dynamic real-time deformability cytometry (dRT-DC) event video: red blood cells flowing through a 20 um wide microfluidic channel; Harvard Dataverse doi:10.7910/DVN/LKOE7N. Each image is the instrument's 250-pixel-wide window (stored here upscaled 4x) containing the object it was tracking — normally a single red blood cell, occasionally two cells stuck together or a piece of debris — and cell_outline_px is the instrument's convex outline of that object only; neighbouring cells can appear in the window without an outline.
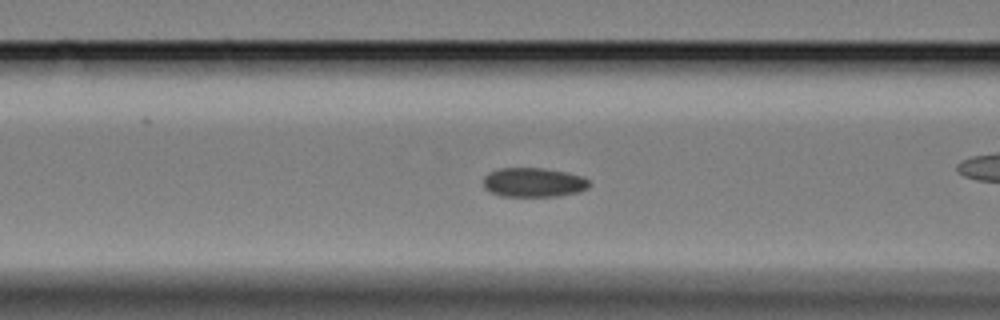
{"species": "Egyptian fruit bat (a non-hibernating species)", "species_latin": "Rousettus aegyptiacus", "temperature_condition": "cold", "stored_images_in_passage": 60, "camera_frame_rate_fps": 3000, "um_per_image_px": 0.085, "animal": {"sex": "female"}, "frame": {"image": 1, "passage_image": 23, "time_ms": 7.333, "image_size_px": [1000, 320], "cell_outline_px": [[588, 188], [580, 192], [560, 196], [500, 196], [484, 188], [484, 176], [488, 172], [500, 168], [540, 168], [568, 172], [584, 176], [588, 180]], "centroid_in_image_um": [45.37, 15.5], "position_along_channel_um": 121.2, "area_um2": 18.21}}
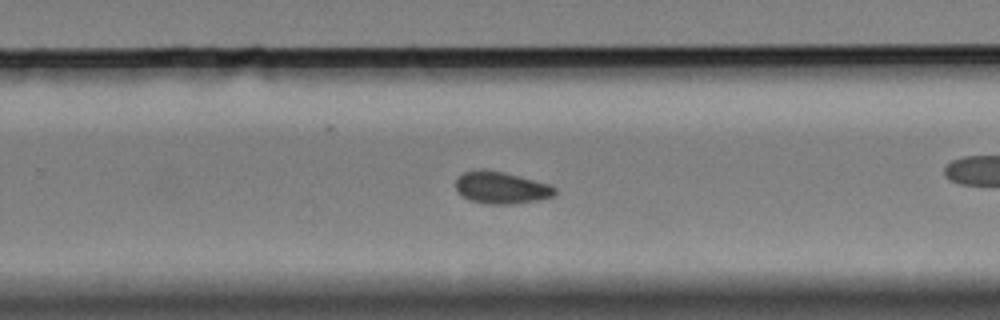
{"frame": {"image": 2, "passage_image": 38, "time_ms": 12.333, "image_size_px": [1000, 320], "cell_outline_px": [[556, 196], [540, 200], [516, 204], [488, 204], [468, 200], [456, 192], [456, 176], [464, 172], [504, 172], [548, 184], [556, 188]], "centroid_in_image_um": [42.63, 16.01], "position_along_channel_um": 287.2, "area_um2": 18.26}}
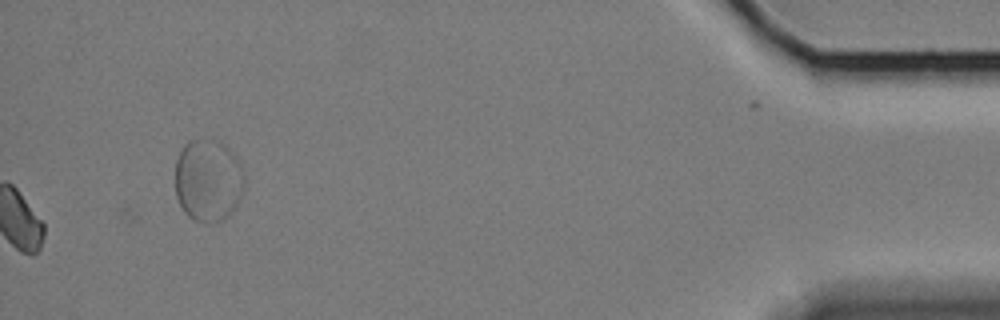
{"frame": {"image": 3, "passage_image": 60, "time_ms": 19.667, "image_size_px": [1000, 320], "cell_outline_px": [[244, 188], [240, 200], [228, 216], [220, 220], [216, 220], [212, 140], [220, 140], [232, 152], [244, 172]], "centroid_in_image_um": [19.24, 15.29], "position_along_channel_um": 416.0, "area_um2": 13.01}, "authors_computed_cell_mechanics": {"area_um2": 18.1492, "velocity_mm_per_s": 3.3227, "shape_relaxation_time_tau1_ms": null, "shape_relaxation_time_tau2_ms": 4.1432, "deformation_change_tau1": null, "deformation_change_tau2": 0.0733}}